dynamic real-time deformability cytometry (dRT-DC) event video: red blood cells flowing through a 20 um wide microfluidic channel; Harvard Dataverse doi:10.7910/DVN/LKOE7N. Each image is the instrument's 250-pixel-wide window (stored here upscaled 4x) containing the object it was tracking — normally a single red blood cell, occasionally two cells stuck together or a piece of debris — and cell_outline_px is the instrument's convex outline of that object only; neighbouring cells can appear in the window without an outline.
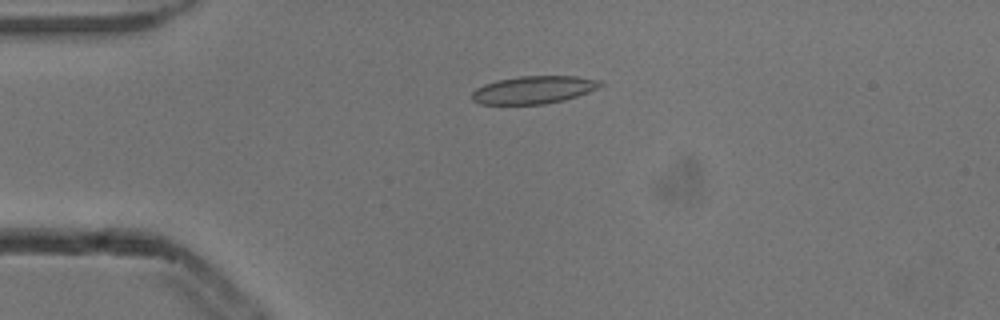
{"species": "common noctule bat (a hibernating species)", "species_latin": "Nyctalus noctula", "temperature_condition": "cold", "stored_images_in_passage": 6, "camera_frame_rate_fps": 3000, "um_per_image_px": 0.085, "animal": {"sex": "male", "body_mass_g": 13.3}, "frame": {"image": 1, "passage_image": 4, "time_ms": 1.0, "image_size_px": [1000, 320], "cell_outline_px": [[604, 84], [588, 92], [564, 100], [544, 104], [480, 104], [472, 100], [472, 92], [476, 88], [484, 84], [496, 80], [520, 76], [576, 76], [600, 80]], "centroid_in_image_um": [45.34, 7.63], "position_along_channel_um": 39.7, "area_um2": 20.69}}
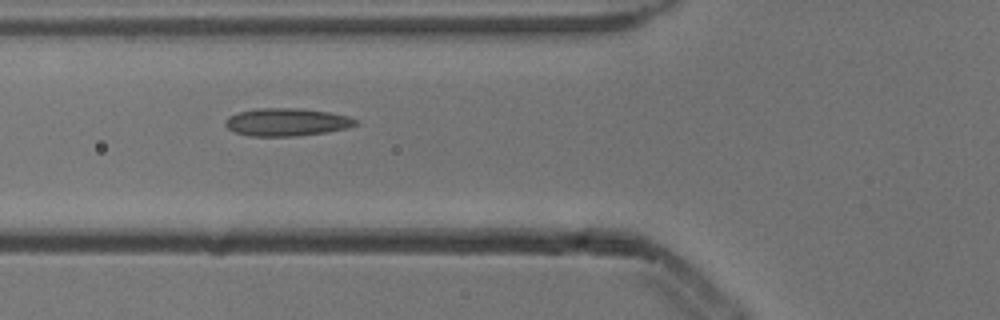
{"frame": {"image": 2, "passage_image": 6, "time_ms": 1.667, "image_size_px": [1000, 320], "cell_outline_px": [[360, 124], [348, 128], [324, 132], [296, 136], [248, 136], [236, 132], [228, 128], [224, 124], [224, 120], [228, 116], [240, 112], [256, 108], [300, 108], [328, 112], [348, 116], [360, 120]], "centroid_in_image_um": [24.39, 10.37], "position_along_channel_um": 101.4, "area_um2": 21.21}}